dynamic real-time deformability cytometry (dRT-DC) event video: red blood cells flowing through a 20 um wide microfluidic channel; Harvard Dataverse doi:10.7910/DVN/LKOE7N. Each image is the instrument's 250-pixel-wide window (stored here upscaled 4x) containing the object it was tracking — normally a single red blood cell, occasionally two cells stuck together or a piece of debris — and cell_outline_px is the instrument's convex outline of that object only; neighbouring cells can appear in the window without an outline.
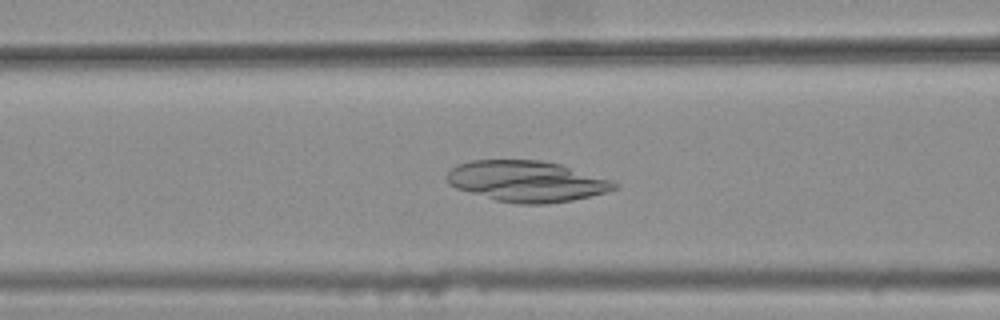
{"species": "common noctule bat (a hibernating species)", "species_latin": "Nyctalus noctula", "temperature_condition": "warm", "stored_images_in_passage": 43, "camera_frame_rate_fps": 3000, "um_per_image_px": 0.085, "animal": {"sex": "female", "body_mass_g": 25.1}, "frame": {"image": 1, "passage_image": 20, "time_ms": 6.333, "image_size_px": [1000, 320], "cell_outline_px": [[620, 184], [616, 188], [604, 192], [572, 200], [548, 204], [516, 204], [496, 200], [456, 188], [448, 184], [444, 176], [456, 164], [472, 160], [540, 160], [560, 164], [612, 180]], "centroid_in_image_um": [44.73, 15.4], "position_along_channel_um": 121.9, "area_um2": 39.94}}
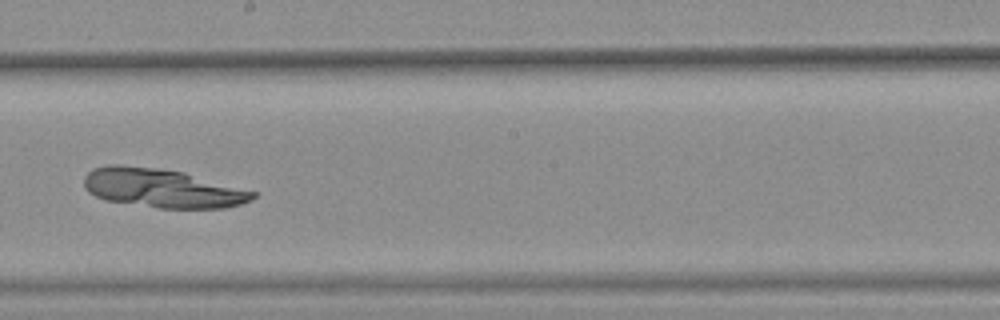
{"frame": {"image": 2, "passage_image": 29, "time_ms": 9.333, "image_size_px": [1000, 320], "cell_outline_px": [[256, 196], [252, 200], [240, 204], [224, 208], [156, 208], [108, 200], [96, 196], [88, 192], [84, 188], [84, 176], [92, 168], [108, 164], [120, 164], [160, 168], [184, 172], [256, 192]], "centroid_in_image_um": [13.75, 15.98], "position_along_channel_um": 234.4, "area_um2": 38.38}}
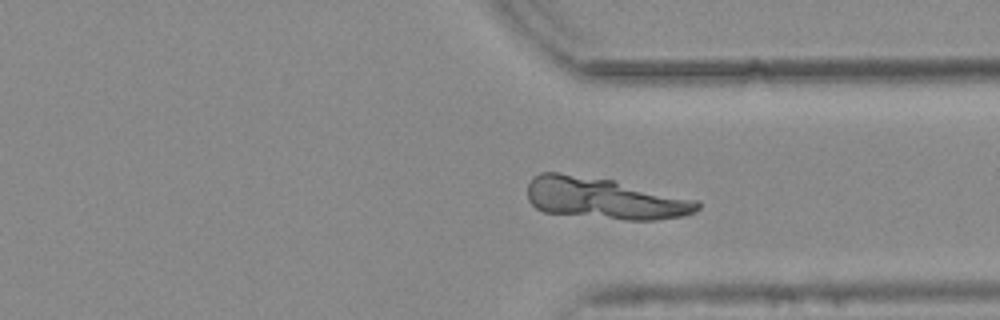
{"frame": {"image": 3, "passage_image": 39, "time_ms": 12.667, "image_size_px": [1000, 320], "cell_outline_px": [[700, 208], [696, 212], [684, 216], [656, 220], [624, 220], [544, 212], [536, 208], [528, 200], [528, 184], [532, 176], [540, 172], [560, 172], [612, 180], [700, 200]], "centroid_in_image_um": [51.4, 16.87], "position_along_channel_um": 360.0, "area_um2": 41.33}}